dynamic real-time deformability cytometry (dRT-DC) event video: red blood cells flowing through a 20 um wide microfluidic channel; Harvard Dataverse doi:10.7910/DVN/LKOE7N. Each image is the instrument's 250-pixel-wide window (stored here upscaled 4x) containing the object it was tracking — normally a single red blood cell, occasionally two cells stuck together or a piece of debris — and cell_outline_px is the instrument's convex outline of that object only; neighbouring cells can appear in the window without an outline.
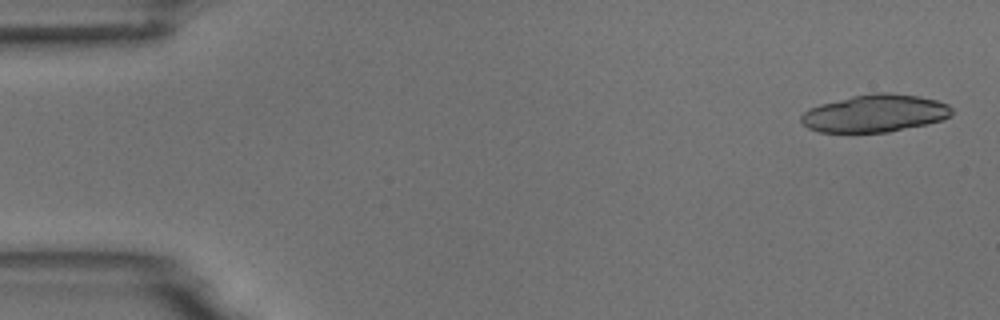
{"species": "common noctule bat (a hibernating species)", "species_latin": "Nyctalus noctula", "temperature_condition": "room temperature", "stored_images_in_passage": 6, "camera_frame_rate_fps": 3000, "um_per_image_px": 0.085, "animal": {"sex": "male", "body_mass_g": 18.8}, "frame": {"image": 1, "passage_image": 1, "time_ms": 0.0, "image_size_px": [1000, 320], "cell_outline_px": [[952, 112], [944, 120], [928, 124], [888, 132], [820, 132], [808, 128], [800, 120], [800, 116], [808, 108], [820, 104], [852, 96], [872, 92], [892, 92], [916, 96], [936, 100], [948, 104], [952, 108]], "centroid_in_image_um": [74.37, 9.63], "position_along_channel_um": 10.6, "area_um2": 33.06}}
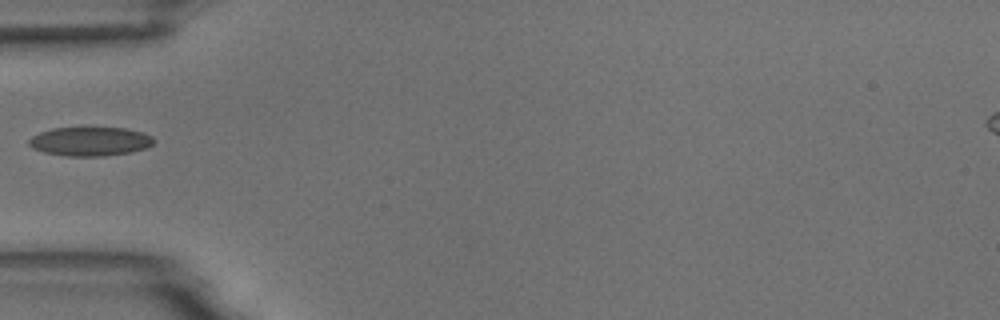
{"frame": {"image": 2, "passage_image": 5, "time_ms": 5.333, "image_size_px": [1000, 320], "cell_outline_px": [[156, 140], [148, 148], [132, 152], [104, 156], [68, 156], [44, 152], [32, 148], [28, 144], [28, 140], [32, 136], [40, 132], [52, 128], [124, 128], [140, 132], [152, 136]], "centroid_in_image_um": [7.67, 12.03], "position_along_channel_um": 77.3, "area_um2": 21.1}}